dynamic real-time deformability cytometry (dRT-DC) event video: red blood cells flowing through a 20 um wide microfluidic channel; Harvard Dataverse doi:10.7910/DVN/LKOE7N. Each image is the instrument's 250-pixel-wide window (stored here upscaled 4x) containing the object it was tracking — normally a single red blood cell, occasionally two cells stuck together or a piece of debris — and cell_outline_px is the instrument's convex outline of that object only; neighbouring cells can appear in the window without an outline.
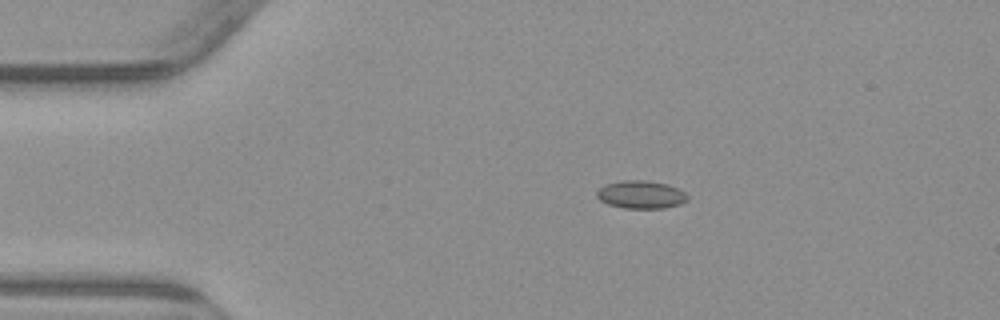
{"species": "common noctule bat (a hibernating species)", "species_latin": "Nyctalus noctula", "temperature_condition": "warm", "stored_images_in_passage": 45, "camera_frame_rate_fps": 3000, "um_per_image_px": 0.085, "animal": {"sex": "male", "body_mass_g": 23.1, "forearm_length_mm": 52.7}, "frame": {"image": 1, "passage_image": 1, "time_ms": 0.0, "image_size_px": [1000, 320], "cell_outline_px": [[688, 200], [680, 204], [664, 208], [624, 208], [608, 204], [600, 200], [596, 196], [596, 192], [600, 188], [608, 184], [624, 180], [644, 180], [668, 184], [684, 192], [688, 196]], "centroid_in_image_um": [54.49, 16.54], "position_along_channel_um": 30.5, "area_um2": 14.62}}
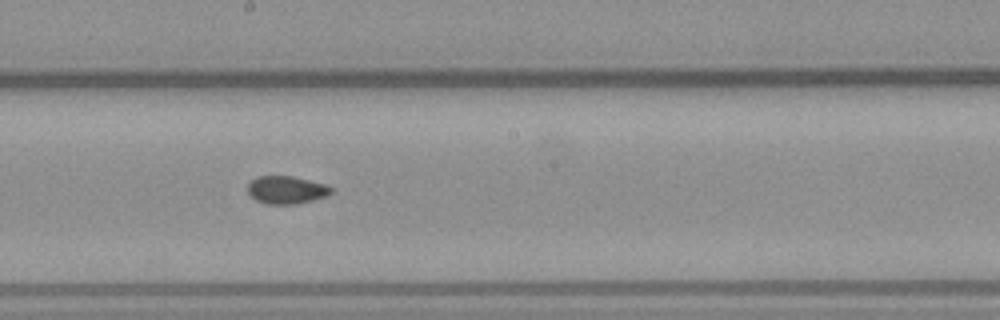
{"frame": {"image": 2, "passage_image": 20, "time_ms": 6.333, "image_size_px": [1000, 320], "cell_outline_px": [[336, 188], [332, 192], [324, 196], [312, 200], [292, 204], [268, 204], [256, 200], [248, 192], [248, 184], [256, 176], [292, 176], [324, 184]], "centroid_in_image_um": [24.34, 16.13], "position_along_channel_um": 223.9, "area_um2": 13.35}}
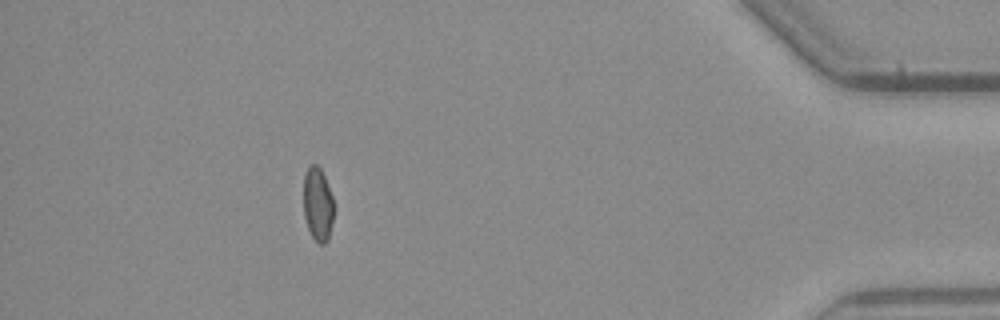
{"frame": {"image": 3, "passage_image": 39, "time_ms": 12.667, "image_size_px": [1000, 320], "cell_outline_px": [[332, 220], [328, 240], [324, 244], [320, 244], [312, 236], [308, 228], [304, 216], [304, 172], [312, 164], [316, 164], [320, 168], [324, 176], [332, 196]], "centroid_in_image_um": [26.99, 17.35], "position_along_channel_um": 408.2, "area_um2": 12.72}}